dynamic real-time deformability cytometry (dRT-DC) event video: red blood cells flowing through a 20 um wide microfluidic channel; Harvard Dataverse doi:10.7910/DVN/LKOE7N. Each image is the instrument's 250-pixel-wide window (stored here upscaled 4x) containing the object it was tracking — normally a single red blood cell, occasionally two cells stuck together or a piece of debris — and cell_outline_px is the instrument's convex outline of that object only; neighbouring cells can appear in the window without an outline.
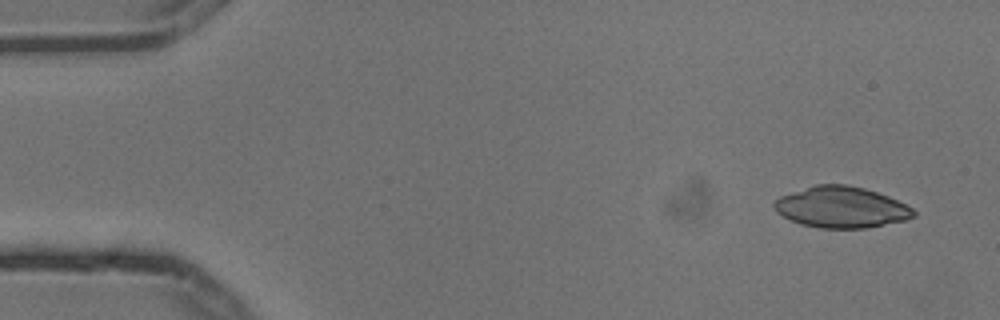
{"species": "common noctule bat (a hibernating species)", "species_latin": "Nyctalus noctula", "temperature_condition": "cold", "stored_images_in_passage": 6, "camera_frame_rate_fps": 3000, "um_per_image_px": 0.085, "animal": {"sex": "male", "body_mass_g": 13.3}, "frame": {"image": 1, "passage_image": 1, "time_ms": 0.0, "image_size_px": [1000, 320], "cell_outline_px": [[916, 216], [908, 220], [868, 228], [820, 228], [800, 224], [776, 212], [772, 204], [780, 196], [816, 184], [848, 184], [864, 188], [888, 196], [912, 208], [916, 212]], "centroid_in_image_um": [71.53, 17.62], "position_along_channel_um": 13.5, "area_um2": 33.47}}